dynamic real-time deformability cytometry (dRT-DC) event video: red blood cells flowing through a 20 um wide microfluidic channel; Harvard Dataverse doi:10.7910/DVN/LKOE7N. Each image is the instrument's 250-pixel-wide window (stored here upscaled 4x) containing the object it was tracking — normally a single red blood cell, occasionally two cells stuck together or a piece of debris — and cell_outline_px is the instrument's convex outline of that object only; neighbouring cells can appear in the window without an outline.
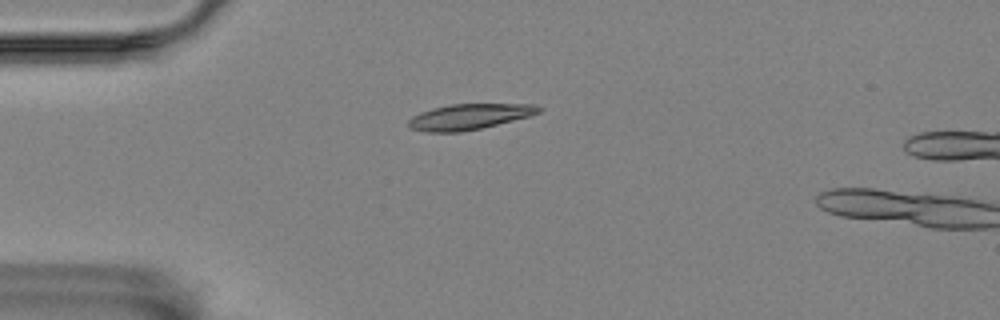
{"species": "Egyptian fruit bat (a non-hibernating species)", "species_latin": "Rousettus aegyptiacus", "temperature_condition": "room temperature", "stored_images_in_passage": 42, "camera_frame_rate_fps": 3000, "um_per_image_px": 0.085, "animal": {"sex": "female"}, "frame": {"image": 1, "passage_image": 1, "time_ms": 0.0, "image_size_px": [1000, 320], "cell_outline_px": [[544, 108], [540, 112], [528, 116], [480, 128], [460, 132], [424, 132], [408, 128], [408, 120], [412, 116], [420, 112], [432, 108], [452, 104], [536, 104]], "centroid_in_image_um": [39.85, 9.91], "position_along_channel_um": 45.2, "area_um2": 19.42}}
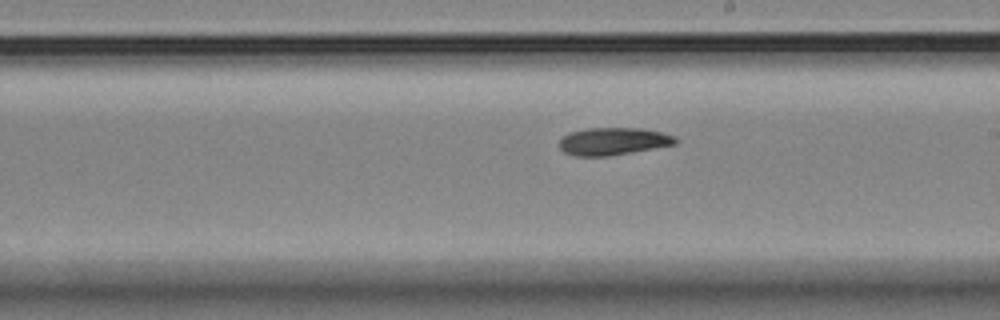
{"frame": {"image": 2, "passage_image": 19, "time_ms": 6.0, "image_size_px": [1000, 320], "cell_outline_px": [[680, 140], [676, 144], [632, 152], [608, 156], [576, 156], [564, 152], [560, 148], [560, 140], [568, 132], [584, 128], [640, 128], [660, 132], [676, 136]], "centroid_in_image_um": [52.13, 12.0], "position_along_channel_um": 236.9, "area_um2": 18.67}}
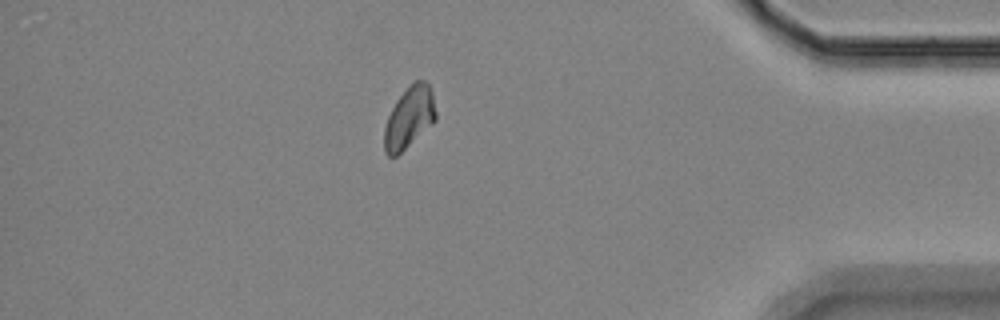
{"frame": {"image": 3, "passage_image": 36, "time_ms": 11.667, "image_size_px": [1000, 320], "cell_outline_px": [[436, 120], [432, 124], [396, 156], [388, 156], [384, 152], [384, 128], [388, 116], [396, 100], [416, 80], [424, 80], [428, 84], [432, 92], [436, 112]], "centroid_in_image_um": [34.78, 10.0], "position_along_channel_um": 400.4, "area_um2": 18.15}}